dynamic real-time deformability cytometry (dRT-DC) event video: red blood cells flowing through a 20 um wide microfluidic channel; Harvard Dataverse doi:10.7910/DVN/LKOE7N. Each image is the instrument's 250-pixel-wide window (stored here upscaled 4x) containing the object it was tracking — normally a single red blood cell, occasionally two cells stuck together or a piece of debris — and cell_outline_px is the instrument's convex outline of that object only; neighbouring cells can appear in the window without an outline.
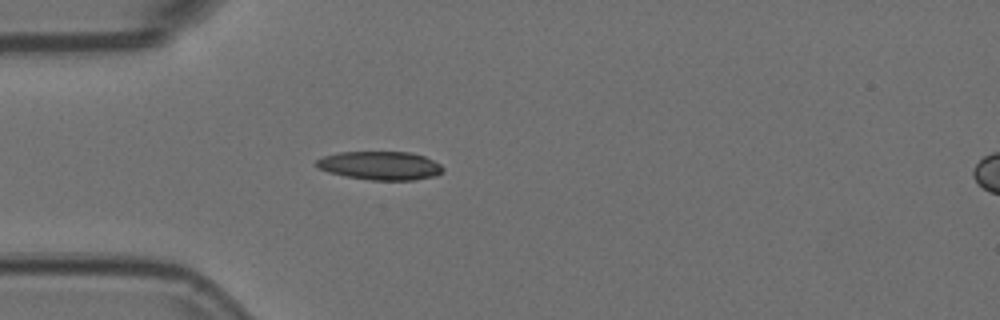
{"species": "Egyptian fruit bat (a non-hibernating species)", "species_latin": "Rousettus aegyptiacus", "temperature_condition": "room temperature", "stored_images_in_passage": 2, "segment_of_instrument_passage": [1, 2], "camera_frame_rate_fps": 3000, "um_per_image_px": 0.085, "animal": {"sex": "female"}, "frame": {"image": 1, "passage_image": 1, "time_ms": 0.0, "image_size_px": [1000, 320], "cell_outline_px": [[444, 172], [436, 176], [416, 180], [372, 180], [344, 176], [328, 172], [320, 168], [316, 164], [316, 160], [324, 156], [340, 152], [408, 152], [424, 156], [440, 164], [444, 168]], "centroid_in_image_um": [32.36, 14.08], "position_along_channel_um": 52.6, "area_um2": 21.04}}